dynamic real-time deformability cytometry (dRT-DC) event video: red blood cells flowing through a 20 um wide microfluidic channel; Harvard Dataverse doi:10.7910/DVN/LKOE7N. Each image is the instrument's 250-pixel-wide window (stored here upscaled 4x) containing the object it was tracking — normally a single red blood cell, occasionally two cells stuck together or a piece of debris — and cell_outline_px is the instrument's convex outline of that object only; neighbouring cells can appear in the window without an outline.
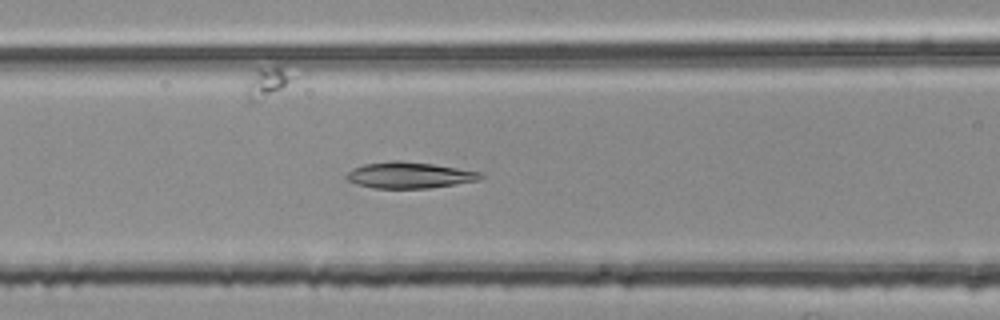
{"species": "common noctule bat (a hibernating species)", "species_latin": "Nyctalus noctula", "temperature_condition": "room temperature", "stored_images_in_passage": 39, "camera_frame_rate_fps": 3000, "um_per_image_px": 0.085, "animal": {"sex": "female", "body_mass_g": 25.1}, "frame": {"image": 1, "passage_image": 17, "time_ms": 5.333, "image_size_px": [1000, 320], "cell_outline_px": [[484, 176], [480, 180], [456, 184], [428, 188], [372, 188], [356, 184], [348, 180], [344, 176], [352, 168], [364, 164], [396, 160], [400, 160], [432, 164], [484, 172]], "centroid_in_image_um": [34.81, 14.89], "position_along_channel_um": 131.8, "area_um2": 20.58}}
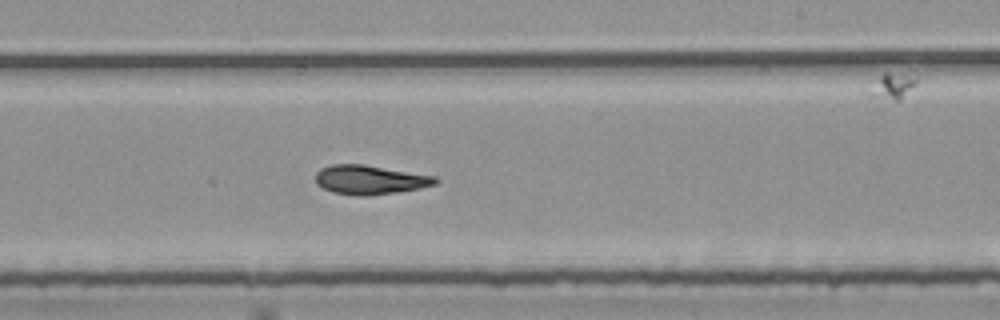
{"frame": {"image": 2, "passage_image": 27, "time_ms": 8.667, "image_size_px": [1000, 320], "cell_outline_px": [[440, 180], [436, 184], [420, 188], [396, 192], [368, 196], [352, 196], [332, 192], [316, 184], [316, 172], [320, 168], [332, 164], [364, 164], [436, 176]], "centroid_in_image_um": [31.44, 15.28], "position_along_channel_um": 257.6, "area_um2": 20.58}}
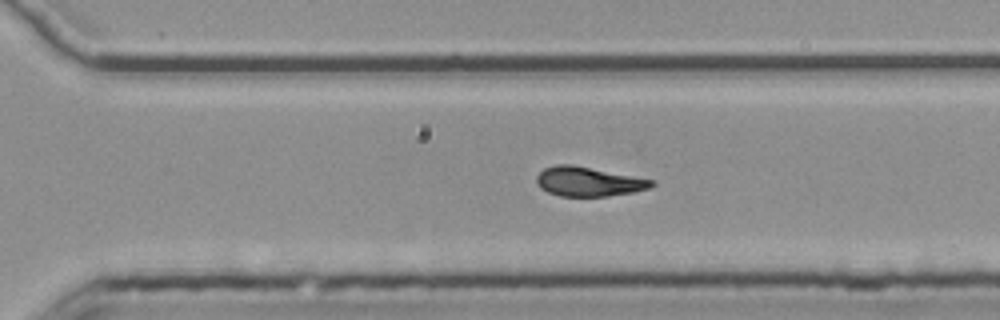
{"frame": {"image": 3, "passage_image": 32, "time_ms": 10.333, "image_size_px": [1000, 320], "cell_outline_px": [[656, 184], [648, 188], [632, 192], [608, 196], [560, 196], [548, 192], [540, 188], [536, 180], [536, 176], [544, 168], [556, 164], [572, 164], [656, 180]], "centroid_in_image_um": [50.02, 15.42], "position_along_channel_um": 320.6, "area_um2": 19.77}, "authors_computed_cell_mechanics": {"area_um2": 20.519, "velocity_mm_per_s": 3.7881, "shape_relaxation_time_tau1_ms": 9.3694, "shape_relaxation_time_tau2_ms": 5.0625, "deformation_change_tau1": 0.2138, "deformation_change_tau2": 0.1035}}